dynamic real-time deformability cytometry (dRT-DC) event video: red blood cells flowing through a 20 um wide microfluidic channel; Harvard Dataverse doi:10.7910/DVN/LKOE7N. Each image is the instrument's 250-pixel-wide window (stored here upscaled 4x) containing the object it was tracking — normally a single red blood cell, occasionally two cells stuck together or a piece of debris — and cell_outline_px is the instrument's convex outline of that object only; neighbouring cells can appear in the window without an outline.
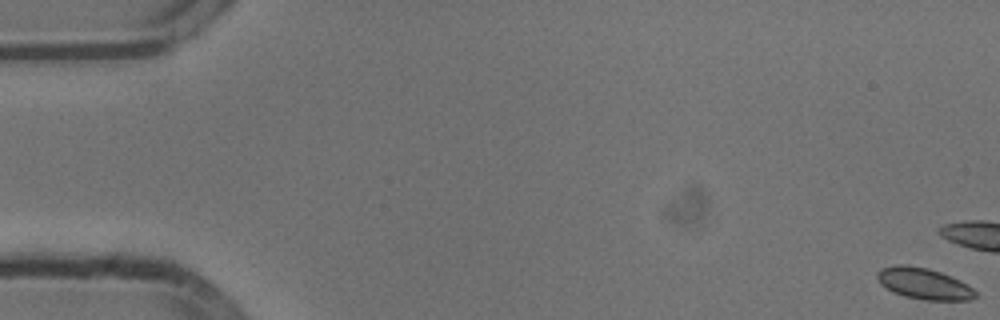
{"species": "common noctule bat (a hibernating species)", "species_latin": "Nyctalus noctula", "temperature_condition": "cold", "stored_images_in_passage": 5, "camera_frame_rate_fps": 3000, "um_per_image_px": 0.085, "animal": {"sex": "male", "body_mass_g": 13.3}, "frame": {"image": 1, "passage_image": 1, "time_ms": 0.0, "image_size_px": [1000, 320], "cell_outline_px": [[980, 296], [972, 300], [924, 300], [904, 296], [892, 292], [880, 284], [876, 276], [876, 272], [880, 268], [896, 264], [904, 264], [928, 268], [940, 272], [960, 280], [968, 284]], "centroid_in_image_um": [78.53, 24.11], "position_along_channel_um": 6.5, "area_um2": 18.21}}